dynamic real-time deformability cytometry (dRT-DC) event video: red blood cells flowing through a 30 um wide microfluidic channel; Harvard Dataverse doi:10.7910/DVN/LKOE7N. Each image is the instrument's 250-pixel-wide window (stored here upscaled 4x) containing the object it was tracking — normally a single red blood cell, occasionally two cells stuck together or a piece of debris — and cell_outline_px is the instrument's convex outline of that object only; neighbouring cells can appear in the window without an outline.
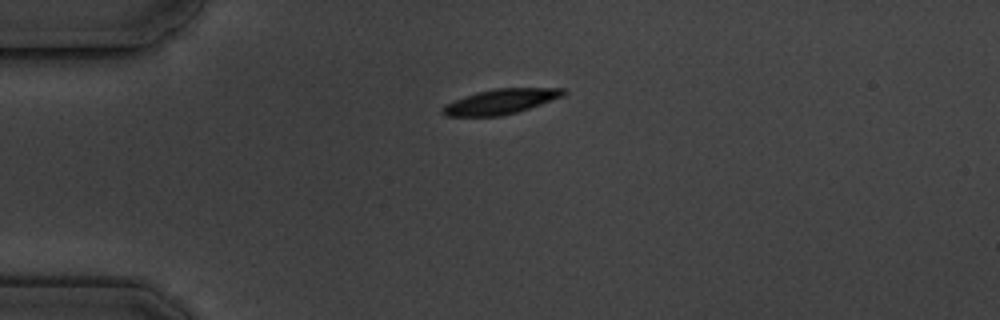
{"species": "common noctule bat (a hibernating species)", "species_latin": "Nyctalus noctula", "temperature_condition": "cold", "stored_images_in_passage": 3, "camera_frame_rate_fps": 3000, "um_per_image_px": 0.085, "animal": {"sex": "male", "body_mass_g": 19.5, "forearm_length_mm": 54.6}, "frame": {"image": 1, "passage_image": 2, "time_ms": 1.333, "image_size_px": [1000, 320], "cell_outline_px": [[568, 92], [564, 96], [516, 112], [500, 116], [444, 116], [440, 112], [440, 108], [444, 104], [464, 96], [476, 92], [496, 88], [564, 88]], "centroid_in_image_um": [42.51, 8.63], "position_along_channel_um": 42.5, "area_um2": 17.69}}